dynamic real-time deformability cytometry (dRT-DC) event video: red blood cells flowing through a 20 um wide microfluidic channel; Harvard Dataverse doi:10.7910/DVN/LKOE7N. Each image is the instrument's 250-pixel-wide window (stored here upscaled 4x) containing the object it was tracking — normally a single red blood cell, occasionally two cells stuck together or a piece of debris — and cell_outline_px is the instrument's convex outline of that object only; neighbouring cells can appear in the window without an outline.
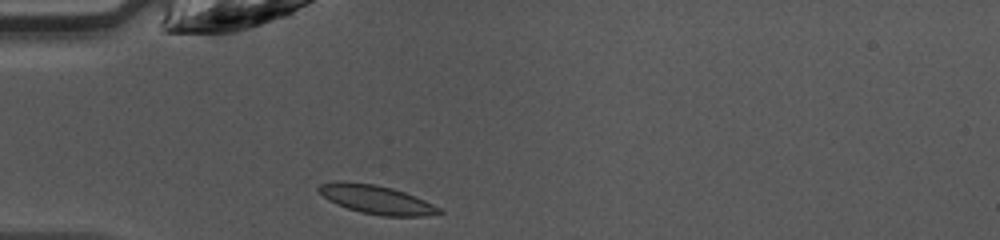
{"species": "common noctule bat (a hibernating species)", "species_latin": "Nyctalus noctula", "temperature_condition": "warm", "stored_images_in_passage": 34, "camera_frame_rate_fps": 3000, "um_per_image_px": 0.085, "animal": {"sex": "female", "body_mass_g": 10.0, "forearm_length_mm": 53.1}, "frame": {"image": 1, "passage_image": 1, "time_ms": 0.0, "image_size_px": [1000, 240], "cell_outline_px": [[444, 212], [424, 216], [384, 216], [360, 212], [336, 204], [328, 200], [316, 188], [320, 184], [336, 180], [372, 184], [392, 188], [404, 192], [424, 200], [440, 208]], "centroid_in_image_um": [31.96, 16.96], "position_along_channel_um": 53.0, "area_um2": 19.94}}
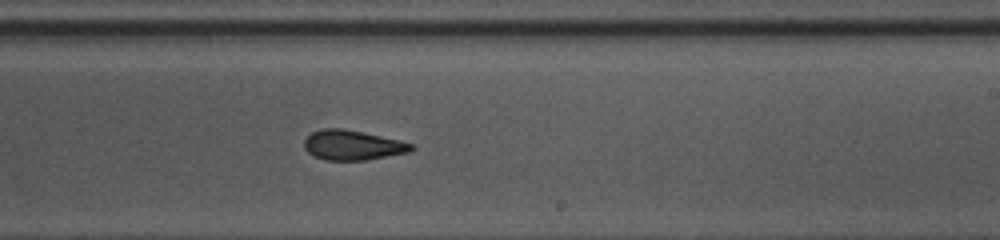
{"frame": {"image": 2, "passage_image": 16, "time_ms": 5.0, "image_size_px": [1000, 240], "cell_outline_px": [[416, 148], [408, 152], [364, 160], [324, 160], [312, 156], [304, 148], [304, 140], [312, 132], [320, 128], [344, 128], [400, 140], [412, 144]], "centroid_in_image_um": [29.93, 12.33], "position_along_channel_um": 259.1, "area_um2": 18.67}}
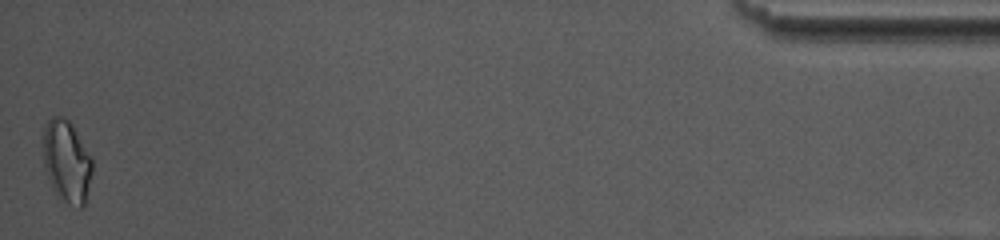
{"frame": {"image": 3, "passage_image": 34, "time_ms": 11.0, "image_size_px": [1000, 240], "cell_outline_px": [[92, 172], [84, 208], [80, 208], [68, 204], [56, 196], [48, 176], [44, 164], [44, 128], [48, 120], [52, 116], [60, 116], [68, 120], [72, 124], [92, 156]], "centroid_in_image_um": [5.7, 13.74], "position_along_channel_um": 429.5, "area_um2": 23.58}, "authors_computed_cell_mechanics": {"area_um2": 19.1896, "velocity_mm_per_s": 4.2782, "shape_relaxation_time_tau1_ms": 2.9943, "shape_relaxation_time_tau2_ms": 2.7855, "deformation_change_tau1": 0.1324, "deformation_change_tau2": 0.1127}}